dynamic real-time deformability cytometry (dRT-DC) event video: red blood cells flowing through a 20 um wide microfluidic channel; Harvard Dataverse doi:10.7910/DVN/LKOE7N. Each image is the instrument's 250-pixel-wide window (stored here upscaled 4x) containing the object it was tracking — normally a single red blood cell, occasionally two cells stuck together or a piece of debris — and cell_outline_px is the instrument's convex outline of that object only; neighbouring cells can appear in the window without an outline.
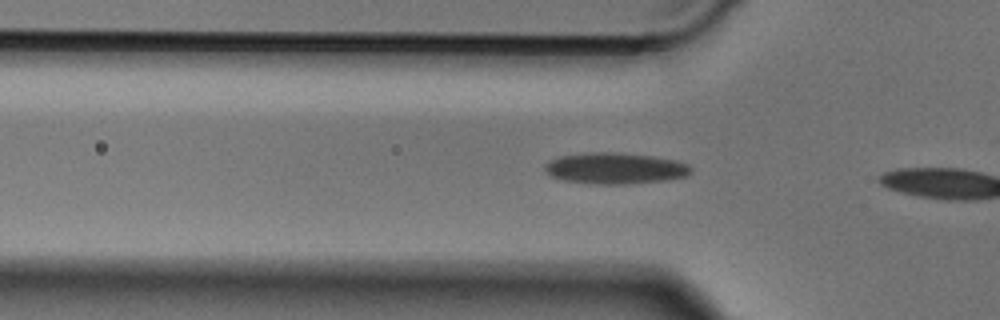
{"species": "Egyptian fruit bat (a non-hibernating species)", "species_latin": "Rousettus aegyptiacus", "temperature_condition": "cold", "stored_images_in_passage": 7, "camera_frame_rate_fps": 3000, "um_per_image_px": 0.085, "animal": {"sex": "male"}, "frame": {"image": 1, "passage_image": 6, "time_ms": 1.667, "image_size_px": [1000, 320], "cell_outline_px": [[652, 260], [644, 264], [612, 264], [480, 260], [464, 256], [588, 248], [636, 256]], "centroid_in_image_um": [48.2, 21.85], "position_along_channel_um": 77.6, "area_um2": 12.89}}